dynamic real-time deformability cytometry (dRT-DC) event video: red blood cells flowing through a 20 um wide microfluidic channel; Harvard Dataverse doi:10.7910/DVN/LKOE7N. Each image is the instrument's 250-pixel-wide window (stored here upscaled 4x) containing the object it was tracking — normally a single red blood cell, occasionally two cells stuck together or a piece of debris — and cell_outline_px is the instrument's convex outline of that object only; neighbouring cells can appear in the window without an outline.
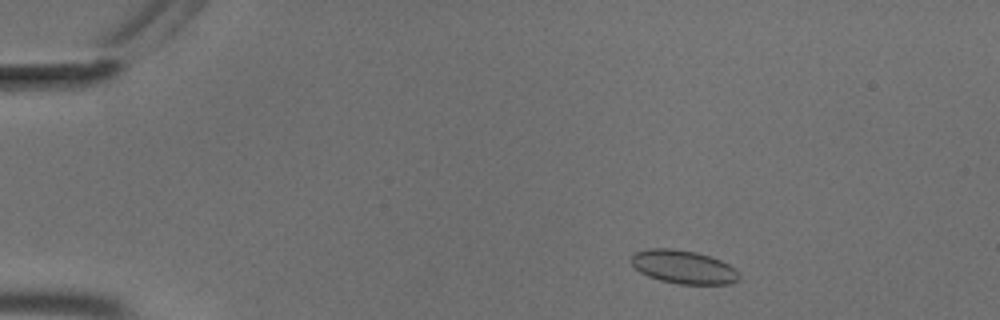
{"species": "common noctule bat (a hibernating species)", "species_latin": "Nyctalus noctula", "temperature_condition": "cold", "stored_images_in_passage": 45, "camera_frame_rate_fps": 3000, "um_per_image_px": 0.085, "animal": {"sex": "male", "body_mass_g": 18.8}, "frame": {"image": 1, "passage_image": 5, "time_ms": 1.333, "image_size_px": [1000, 320], "cell_outline_px": [[740, 276], [732, 284], [680, 284], [660, 280], [648, 276], [640, 272], [632, 264], [632, 256], [636, 252], [648, 248], [672, 248], [696, 252], [720, 260], [728, 264]], "centroid_in_image_um": [58.07, 22.69], "position_along_channel_um": 26.9, "area_um2": 20.75}}
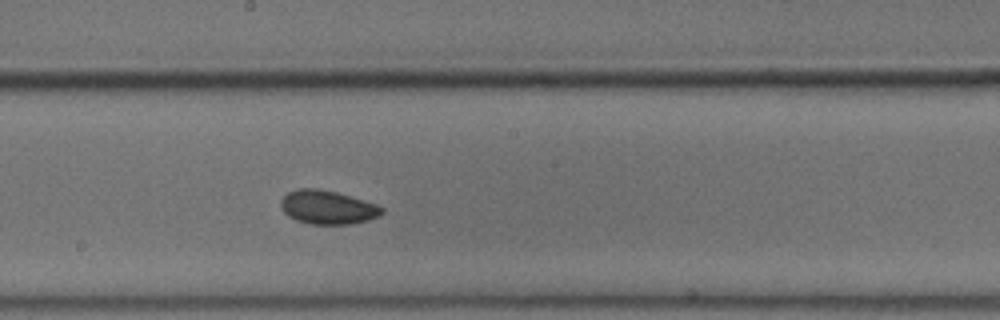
{"frame": {"image": 2, "passage_image": 27, "time_ms": 8.667, "image_size_px": [1000, 320], "cell_outline_px": [[384, 212], [380, 216], [368, 220], [348, 224], [308, 224], [296, 220], [288, 216], [280, 208], [280, 200], [288, 192], [296, 188], [316, 188], [336, 192], [364, 200], [376, 204], [384, 208]], "centroid_in_image_um": [27.82, 17.62], "position_along_channel_um": 220.4, "area_um2": 20.0}}
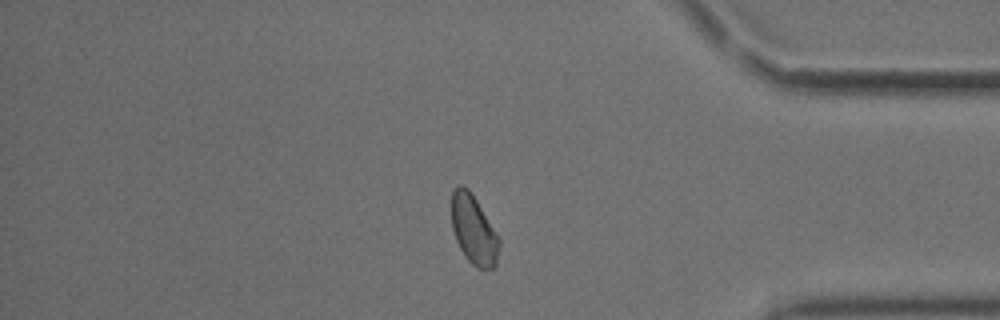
{"frame": {"image": 3, "passage_image": 43, "time_ms": 14.0, "image_size_px": [1000, 320], "cell_outline_px": [[500, 244], [496, 264], [492, 268], [476, 268], [464, 256], [456, 240], [452, 228], [452, 192], [460, 184], [468, 188], [476, 200], [500, 240]], "centroid_in_image_um": [40.25, 19.56], "position_along_channel_um": 394.9, "area_um2": 18.84}}